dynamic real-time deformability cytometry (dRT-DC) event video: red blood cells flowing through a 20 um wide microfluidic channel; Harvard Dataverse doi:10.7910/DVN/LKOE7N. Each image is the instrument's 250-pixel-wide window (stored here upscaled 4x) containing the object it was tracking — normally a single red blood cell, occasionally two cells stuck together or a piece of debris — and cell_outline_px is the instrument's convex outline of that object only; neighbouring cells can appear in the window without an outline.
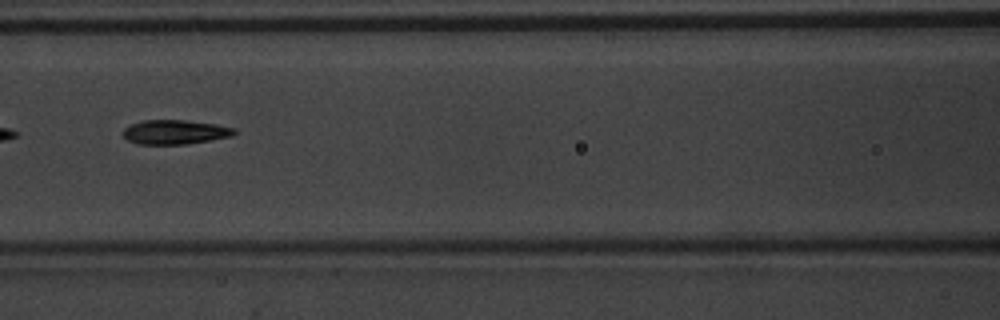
{"species": "common noctule bat (a hibernating species)", "species_latin": "Nyctalus noctula", "temperature_condition": "warm", "stored_images_in_passage": 7, "camera_frame_rate_fps": 3000, "um_per_image_px": 0.085, "animal": {"sex": "male", "body_mass_g": 20.1, "forearm_length_mm": 53.5}, "frame": {"image": 1, "passage_image": 7, "time_ms": 2.0, "image_size_px": [1000, 320], "cell_outline_px": [[236, 132], [232, 136], [212, 140], [188, 144], [136, 144], [128, 140], [124, 136], [124, 128], [132, 124], [144, 120], [184, 120], [216, 124], [236, 128]], "centroid_in_image_um": [14.91, 11.23], "position_along_channel_um": 151.7, "area_um2": 15.78}}